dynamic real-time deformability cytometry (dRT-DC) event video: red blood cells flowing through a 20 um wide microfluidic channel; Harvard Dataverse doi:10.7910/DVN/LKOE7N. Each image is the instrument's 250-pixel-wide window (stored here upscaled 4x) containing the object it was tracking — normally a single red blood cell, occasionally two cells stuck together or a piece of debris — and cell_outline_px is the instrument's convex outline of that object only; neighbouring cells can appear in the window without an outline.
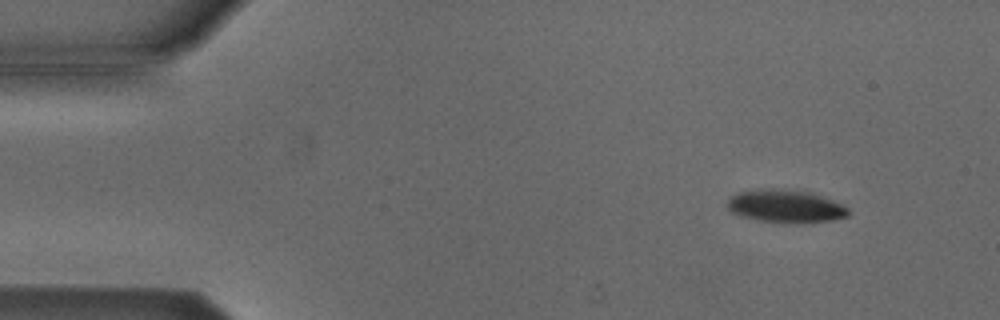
{"species": "Egyptian fruit bat (a non-hibernating species)", "species_latin": "Rousettus aegyptiacus", "temperature_condition": "cold", "stored_images_in_passage": 52, "camera_frame_rate_fps": 3000, "um_per_image_px": 0.085, "animal": {"sex": "male"}, "frame": {"image": 1, "passage_image": 5, "time_ms": 1.333, "image_size_px": [1000, 320], "cell_outline_px": [[848, 216], [832, 220], [760, 220], [744, 216], [732, 212], [724, 204], [732, 196], [740, 192], [756, 188], [784, 188], [804, 192], [820, 196], [832, 200], [848, 208]], "centroid_in_image_um": [66.7, 17.46], "position_along_channel_um": 18.3, "area_um2": 22.02}}
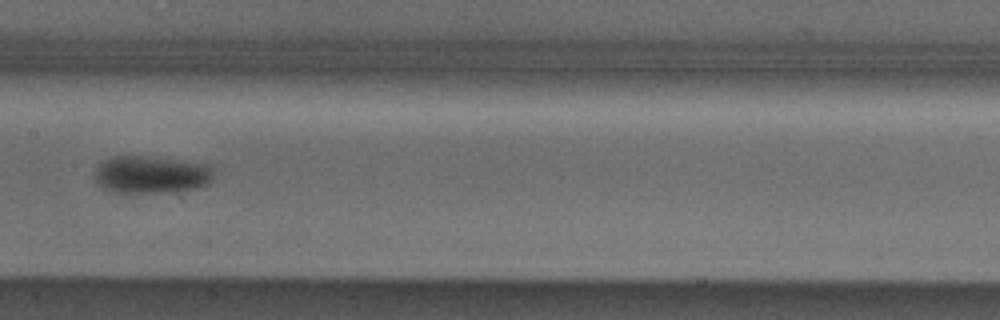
{"frame": {"image": 2, "passage_image": 26, "time_ms": 8.333, "image_size_px": [1000, 320], "cell_outline_px": [[212, 180], [208, 184], [196, 188], [172, 192], [116, 192], [104, 188], [96, 184], [96, 168], [104, 160], [112, 156], [148, 156], [208, 164], [212, 168]], "centroid_in_image_um": [12.86, 14.83], "position_along_channel_um": 194.5, "area_um2": 25.89}}
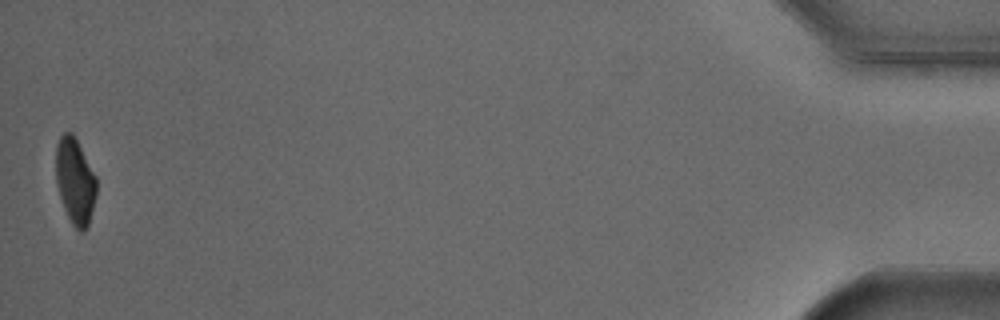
{"frame": {"image": 3, "passage_image": 52, "time_ms": 17.0, "image_size_px": [1000, 320], "cell_outline_px": [[96, 196], [88, 224], [84, 232], [80, 232], [72, 224], [64, 208], [56, 184], [56, 144], [60, 136], [64, 132], [72, 132], [96, 176]], "centroid_in_image_um": [6.37, 15.39], "position_along_channel_um": 428.8, "area_um2": 20.17}, "authors_computed_cell_mechanics": {"area_um2": 23.9292, "velocity_mm_per_s": 3.8493, "shape_relaxation_time_tau1_ms": 1.305, "shape_relaxation_time_tau2_ms": null, "deformation_change_tau1": 0.0813, "deformation_change_tau2": null}}